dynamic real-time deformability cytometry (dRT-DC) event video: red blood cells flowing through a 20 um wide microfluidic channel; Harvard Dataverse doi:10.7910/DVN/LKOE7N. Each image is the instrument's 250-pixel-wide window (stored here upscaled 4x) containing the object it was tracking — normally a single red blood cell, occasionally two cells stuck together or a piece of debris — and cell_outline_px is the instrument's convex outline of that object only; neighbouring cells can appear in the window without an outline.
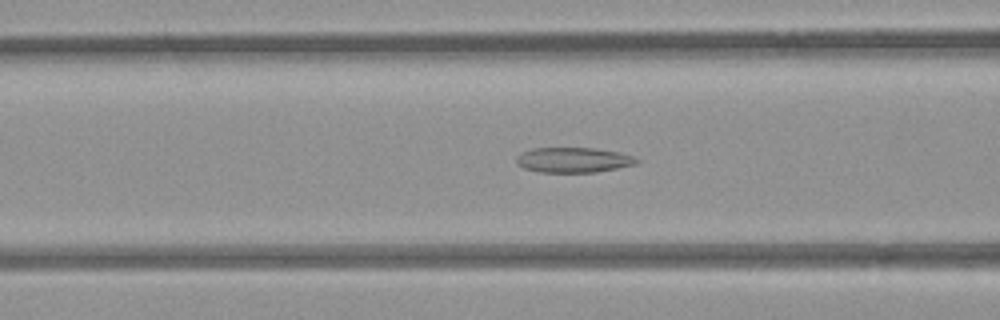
{"species": "common noctule bat (a hibernating species)", "species_latin": "Nyctalus noctula", "temperature_condition": "room temperature", "stored_images_in_passage": 52, "camera_frame_rate_fps": 3000, "um_per_image_px": 0.085, "animal": {"sex": "female", "body_mass_g": 21.9}, "frame": {"image": 1, "passage_image": 20, "time_ms": 6.333, "image_size_px": [1000, 320], "cell_outline_px": [[640, 160], [636, 164], [596, 172], [540, 172], [524, 168], [516, 164], [516, 156], [520, 152], [532, 148], [596, 148], [620, 152], [632, 156]], "centroid_in_image_um": [48.7, 13.59], "position_along_channel_um": 117.9, "area_um2": 17.69}}
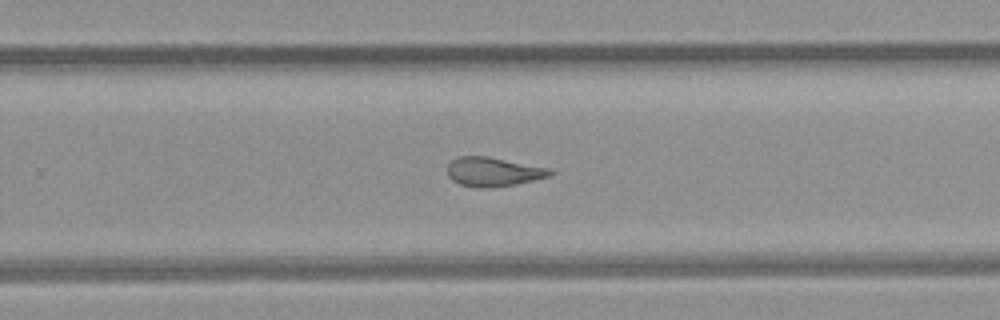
{"frame": {"image": 2, "passage_image": 33, "time_ms": 10.667, "image_size_px": [1000, 320], "cell_outline_px": [[556, 172], [552, 176], [516, 184], [488, 188], [476, 188], [460, 184], [452, 180], [448, 176], [448, 164], [452, 160], [460, 156], [488, 156], [548, 168]], "centroid_in_image_um": [41.94, 14.61], "position_along_channel_um": 287.9, "area_um2": 17.51}}
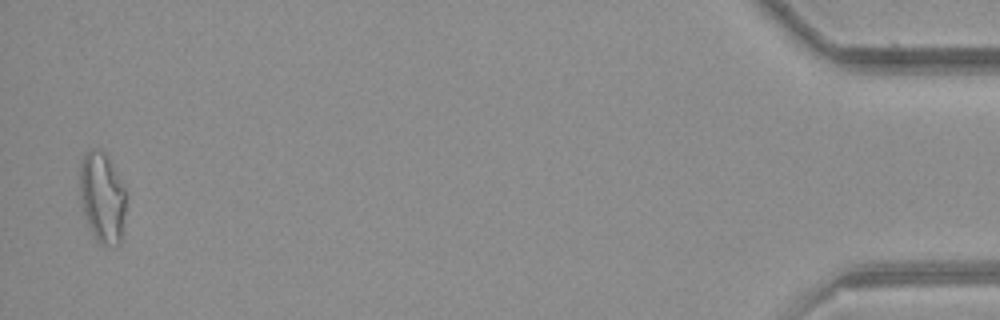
{"frame": {"image": 3, "passage_image": 51, "time_ms": 16.667, "image_size_px": [1000, 320], "cell_outline_px": [[124, 212], [120, 244], [100, 244], [96, 240], [88, 224], [80, 200], [80, 164], [84, 156], [92, 148], [100, 148], [108, 156], [124, 188]], "centroid_in_image_um": [8.66, 16.75], "position_along_channel_um": 426.5, "area_um2": 23.87}, "authors_computed_cell_mechanics": {"area_um2": 19.9121, "velocity_mm_per_s": 3.9185, "shape_relaxation_time_tau1_ms": null, "shape_relaxation_time_tau2_ms": 1.6386, "deformation_change_tau1": null, "deformation_change_tau2": 0.0881}}